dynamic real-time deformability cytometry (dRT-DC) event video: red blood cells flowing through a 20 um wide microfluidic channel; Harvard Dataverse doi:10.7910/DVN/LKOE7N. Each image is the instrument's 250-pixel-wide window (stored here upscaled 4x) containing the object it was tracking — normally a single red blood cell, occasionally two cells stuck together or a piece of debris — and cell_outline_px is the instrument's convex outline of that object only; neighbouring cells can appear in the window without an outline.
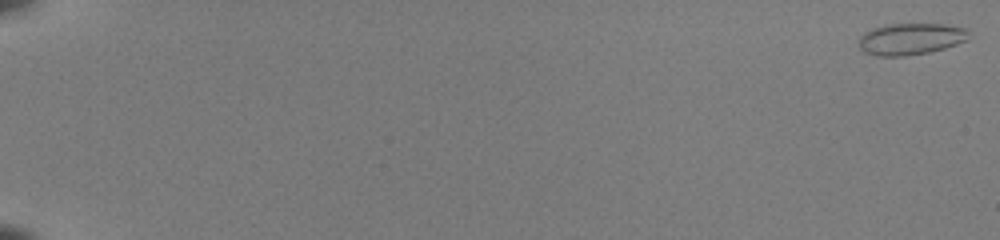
{"species": "common noctule bat (a hibernating species)", "species_latin": "Nyctalus noctula", "temperature_condition": "room temperature", "stored_images_in_passage": 53, "camera_frame_rate_fps": 3000, "um_per_image_px": 0.085, "animal": {"sex": "female", "body_mass_g": 22.0, "forearm_length_mm": 56.7}, "frame": {"image": 1, "passage_image": 1, "time_ms": 0.0, "image_size_px": [1000, 240], "cell_outline_px": [[968, 32], [964, 40], [956, 44], [944, 48], [928, 52], [904, 56], [876, 56], [864, 52], [860, 48], [860, 36], [864, 32], [872, 28], [884, 24], [944, 24], [964, 28]], "centroid_in_image_um": [77.33, 3.31], "position_along_channel_um": 7.7, "area_um2": 20.06}}
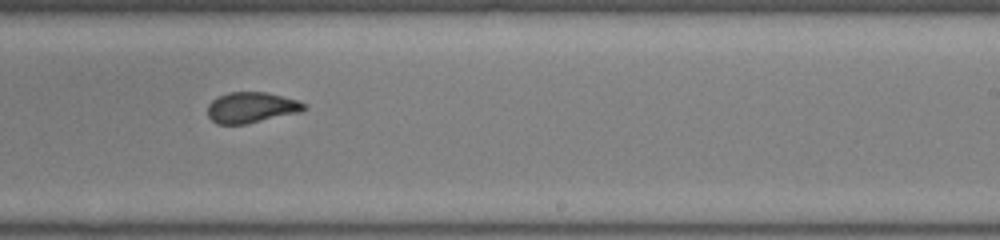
{"frame": {"image": 2, "passage_image": 36, "time_ms": 11.667, "image_size_px": [1000, 240], "cell_outline_px": [[304, 108], [300, 112], [244, 124], [216, 124], [208, 116], [208, 104], [212, 100], [228, 92], [268, 92], [296, 100], [304, 104]], "centroid_in_image_um": [21.32, 9.13], "position_along_channel_um": 267.7, "area_um2": 16.99}}
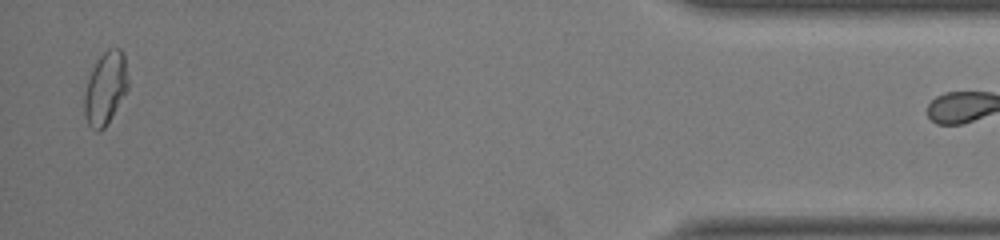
{"frame": {"image": 3, "passage_image": 52, "time_ms": 17.0, "image_size_px": [1000, 240], "cell_outline_px": [[128, 88], [112, 116], [104, 128], [100, 132], [96, 132], [88, 124], [84, 112], [84, 96], [88, 80], [92, 68], [96, 60], [108, 48], [120, 48], [124, 52], [128, 80]], "centroid_in_image_um": [8.96, 7.49], "position_along_channel_um": 426.2, "area_um2": 18.5}}